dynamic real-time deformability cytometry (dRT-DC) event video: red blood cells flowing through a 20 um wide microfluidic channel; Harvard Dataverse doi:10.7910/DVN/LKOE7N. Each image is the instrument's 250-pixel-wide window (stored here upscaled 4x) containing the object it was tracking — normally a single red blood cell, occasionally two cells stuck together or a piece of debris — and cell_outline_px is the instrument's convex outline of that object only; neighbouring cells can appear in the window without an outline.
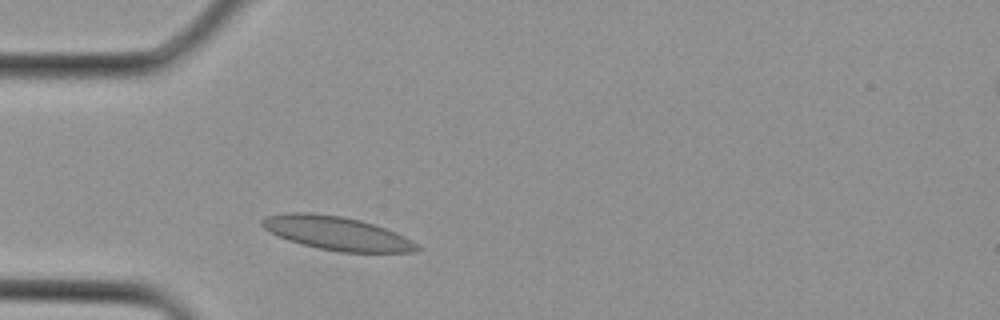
{"species": "Egyptian fruit bat (a non-hibernating species)", "species_latin": "Rousettus aegyptiacus", "temperature_condition": "cold", "stored_images_in_passage": 1, "camera_frame_rate_fps": 3000, "um_per_image_px": 0.085, "animal": {"sex": "female"}, "frame": {"image": 1, "passage_image": 1, "time_ms": 0.0, "image_size_px": [1000, 320], "cell_outline_px": [[420, 248], [416, 252], [340, 252], [320, 248], [288, 240], [264, 228], [260, 224], [260, 220], [264, 216], [284, 212], [312, 212], [340, 216], [360, 220], [376, 224], [396, 232], [412, 240]], "centroid_in_image_um": [28.62, 19.8], "position_along_channel_um": 56.4, "area_um2": 30.35}}